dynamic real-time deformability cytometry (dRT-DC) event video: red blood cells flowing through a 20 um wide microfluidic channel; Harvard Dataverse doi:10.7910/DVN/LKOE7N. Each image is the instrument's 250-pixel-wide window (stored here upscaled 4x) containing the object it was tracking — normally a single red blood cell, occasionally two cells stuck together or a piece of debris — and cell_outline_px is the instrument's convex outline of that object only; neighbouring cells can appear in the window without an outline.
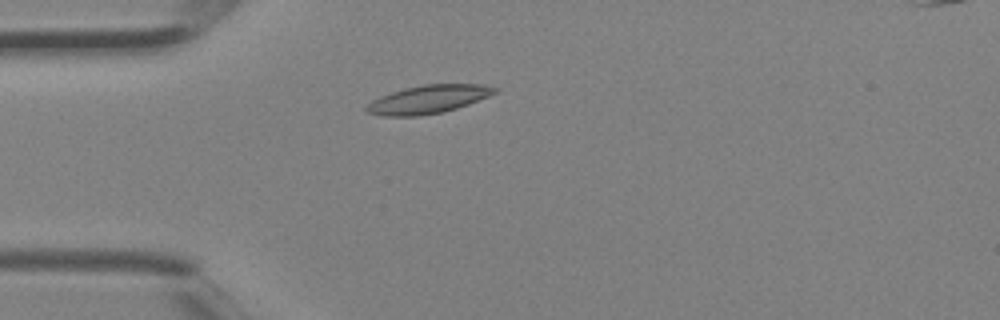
{"species": "Egyptian fruit bat (a non-hibernating species)", "species_latin": "Rousettus aegyptiacus", "temperature_condition": "room temperature", "stored_images_in_passage": 3, "camera_frame_rate_fps": 3000, "um_per_image_px": 0.085, "animal": {"sex": "female"}, "frame": {"image": 1, "passage_image": 3, "time_ms": 0.667, "image_size_px": [1000, 320], "cell_outline_px": [[500, 88], [496, 92], [488, 96], [468, 104], [444, 112], [416, 116], [384, 116], [368, 112], [364, 108], [372, 100], [380, 96], [404, 88], [424, 84], [484, 84]], "centroid_in_image_um": [36.41, 8.43], "position_along_channel_um": 48.6, "area_um2": 21.04}}